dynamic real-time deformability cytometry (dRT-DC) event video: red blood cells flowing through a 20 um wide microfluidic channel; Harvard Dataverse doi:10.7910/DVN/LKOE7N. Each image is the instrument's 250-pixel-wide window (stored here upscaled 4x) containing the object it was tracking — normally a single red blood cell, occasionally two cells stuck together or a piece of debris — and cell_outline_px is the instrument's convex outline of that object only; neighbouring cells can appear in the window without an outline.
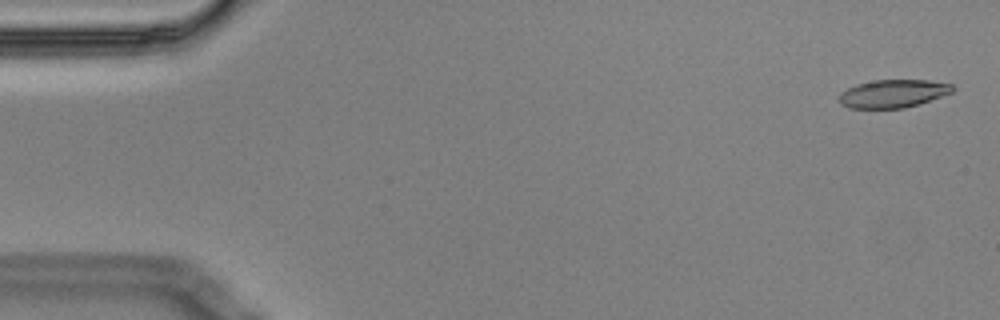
{"species": "Egyptian fruit bat (a non-hibernating species)", "species_latin": "Rousettus aegyptiacus", "temperature_condition": "cold", "stored_images_in_passage": 5, "camera_frame_rate_fps": 3000, "um_per_image_px": 0.085, "animal": {"sex": "male"}, "frame": {"image": 1, "passage_image": 1, "time_ms": 0.0, "image_size_px": [1000, 320], "cell_outline_px": [[956, 88], [952, 92], [904, 108], [848, 108], [840, 104], [836, 100], [840, 92], [856, 84], [876, 80], [928, 80], [952, 84]], "centroid_in_image_um": [75.84, 7.95], "position_along_channel_um": 9.2, "area_um2": 18.5}}
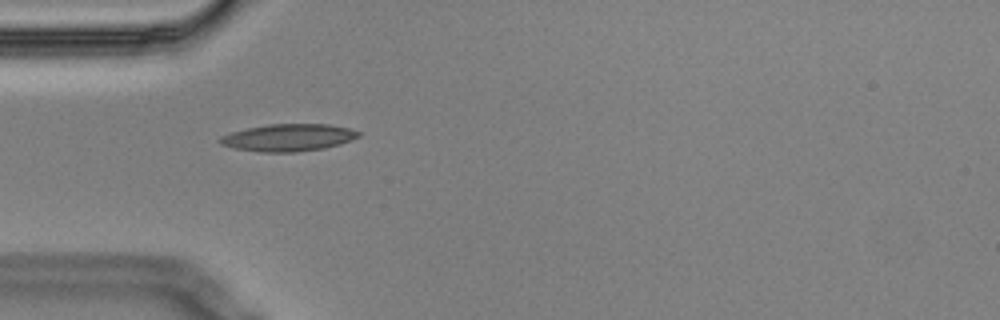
{"frame": {"image": 2, "passage_image": 4, "time_ms": 1.0, "image_size_px": [1000, 320], "cell_outline_px": [[360, 136], [352, 140], [340, 144], [324, 148], [296, 152], [260, 152], [236, 148], [220, 144], [216, 140], [220, 136], [232, 132], [248, 128], [268, 124], [332, 124], [348, 128], [360, 132]], "centroid_in_image_um": [24.51, 11.69], "position_along_channel_um": 60.5, "area_um2": 22.02}}
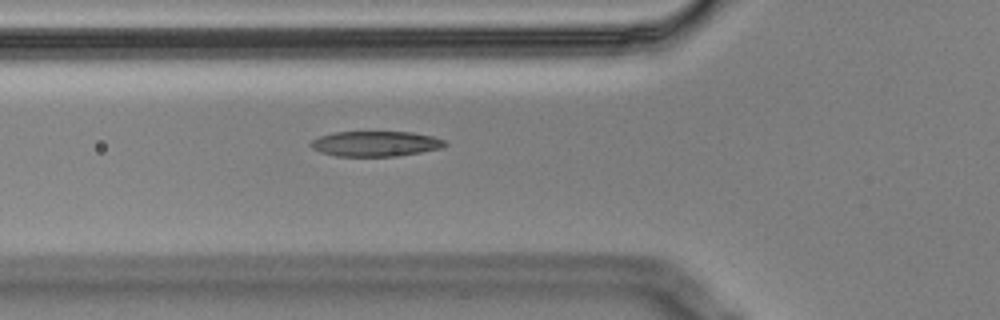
{"frame": {"image": 3, "passage_image": 5, "time_ms": 1.333, "image_size_px": [1000, 320], "cell_outline_px": [[448, 144], [440, 148], [420, 152], [396, 156], [336, 156], [320, 152], [312, 148], [308, 144], [312, 140], [320, 136], [336, 132], [412, 132], [432, 136], [444, 140]], "centroid_in_image_um": [31.9, 12.22], "position_along_channel_um": 93.9, "area_um2": 19.65}}